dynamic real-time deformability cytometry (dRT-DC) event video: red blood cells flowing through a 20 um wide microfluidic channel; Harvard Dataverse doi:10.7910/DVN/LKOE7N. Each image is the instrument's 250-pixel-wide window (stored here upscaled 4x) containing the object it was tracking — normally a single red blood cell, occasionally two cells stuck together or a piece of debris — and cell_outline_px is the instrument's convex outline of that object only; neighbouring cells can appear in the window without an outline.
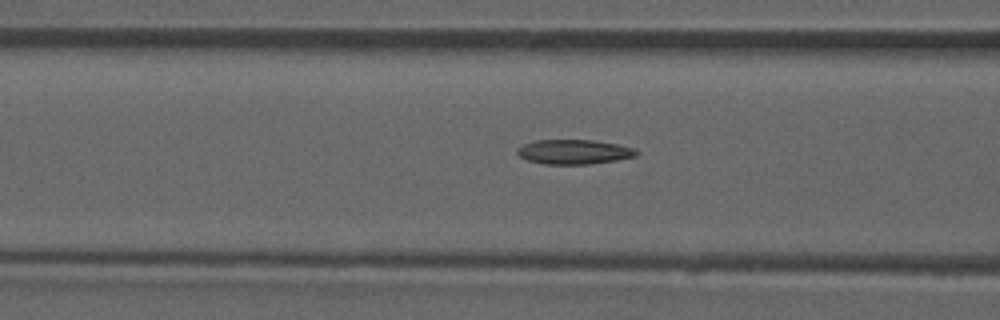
{"species": "common noctule bat (a hibernating species)", "species_latin": "Nyctalus noctula", "temperature_condition": "room temperature", "stored_images_in_passage": 48, "camera_frame_rate_fps": 3000, "um_per_image_px": 0.085, "animal": {"sex": "male", "forearm_length_mm": 52.5}, "frame": {"image": 1, "passage_image": 21, "time_ms": 6.667, "image_size_px": [1000, 320], "cell_outline_px": [[640, 152], [636, 156], [616, 160], [588, 164], [544, 164], [528, 160], [520, 156], [516, 152], [516, 148], [524, 144], [536, 140], [592, 140], [616, 144], [636, 148]], "centroid_in_image_um": [48.8, 12.9], "position_along_channel_um": 117.8, "area_um2": 17.05}, "authors_computed_cell_mechanics": {"area_um2": 17.0799, "velocity_mm_per_s": 3.9239, "shape_relaxation_time_tau1_ms": null, "shape_relaxation_time_tau2_ms": 6.2129, "deformation_change_tau1": null, "deformation_change_tau2": 0.1335}}